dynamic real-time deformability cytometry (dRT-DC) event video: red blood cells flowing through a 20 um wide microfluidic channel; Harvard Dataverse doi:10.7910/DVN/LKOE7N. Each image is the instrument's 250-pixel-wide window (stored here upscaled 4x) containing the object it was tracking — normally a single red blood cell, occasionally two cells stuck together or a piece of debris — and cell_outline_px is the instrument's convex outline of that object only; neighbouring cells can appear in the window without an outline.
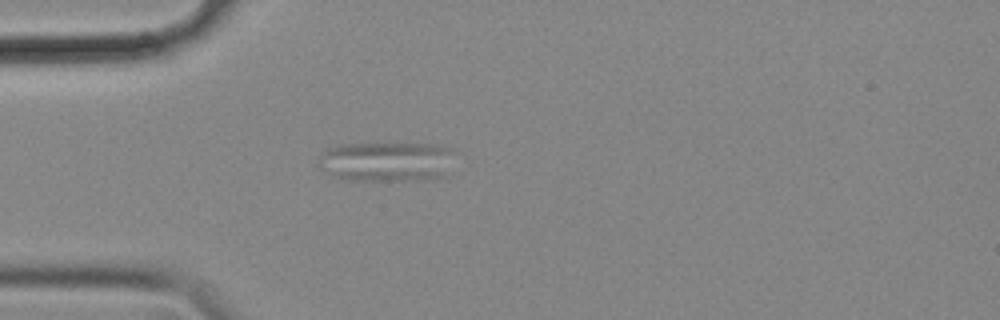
{"species": "common noctule bat (a hibernating species)", "species_latin": "Nyctalus noctula", "temperature_condition": "cold", "stored_images_in_passage": 43, "camera_frame_rate_fps": 3000, "um_per_image_px": 0.085, "animal": {"sex": "female", "body_mass_g": 18.4}, "frame": {"image": 1, "passage_image": 1, "time_ms": 0.0, "image_size_px": [1000, 320], "cell_outline_px": [[452, 148], [440, 172], [436, 176], [424, 180], [348, 180], [332, 176], [320, 168], [316, 164], [320, 156], [328, 148], [340, 144], [436, 144]], "centroid_in_image_um": [32.65, 13.72], "position_along_channel_um": 52.3, "area_um2": 30.63}}
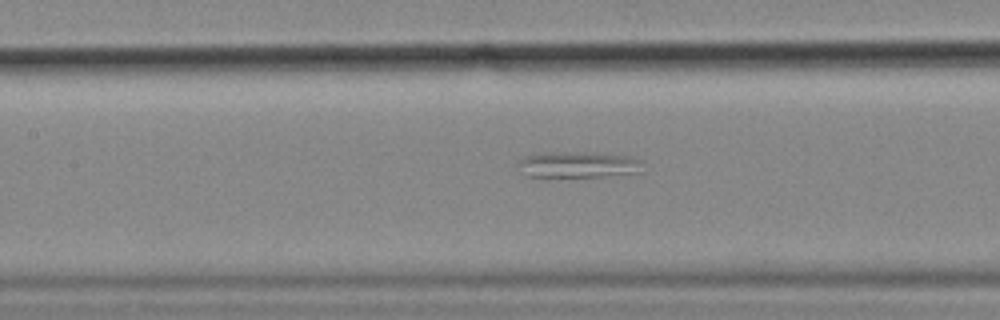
{"frame": {"image": 2, "passage_image": 11, "time_ms": 3.333, "image_size_px": [1000, 320], "cell_outline_px": [[640, 172], [604, 176], [548, 180], [528, 176], [516, 168], [516, 164], [520, 156], [548, 152], [584, 152], [628, 156], [640, 160]], "centroid_in_image_um": [48.94, 14.04], "position_along_channel_um": 158.5, "area_um2": 19.94}}
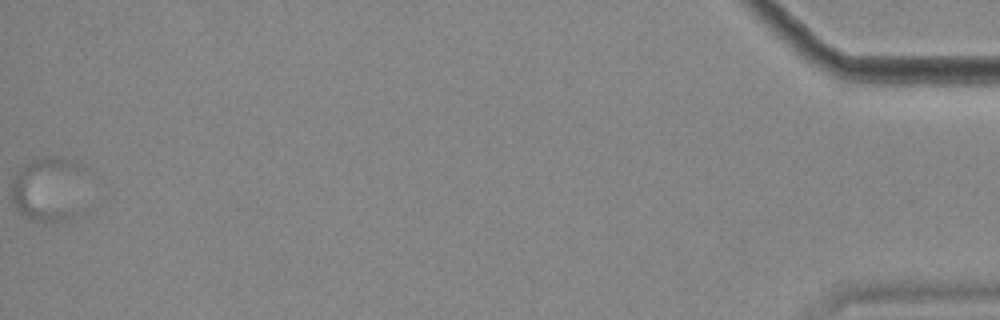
{"frame": {"image": 3, "passage_image": 43, "time_ms": 14.0, "image_size_px": [1000, 320], "cell_outline_px": [[88, 212], [84, 216], [72, 220], [52, 224], [44, 224], [32, 220], [24, 216], [16, 208], [12, 200], [12, 176], [24, 164], [32, 160], [44, 156], [64, 156], [88, 164]], "centroid_in_image_um": [4.39, 16.12], "position_along_channel_um": 430.8, "area_um2": 32.02}}